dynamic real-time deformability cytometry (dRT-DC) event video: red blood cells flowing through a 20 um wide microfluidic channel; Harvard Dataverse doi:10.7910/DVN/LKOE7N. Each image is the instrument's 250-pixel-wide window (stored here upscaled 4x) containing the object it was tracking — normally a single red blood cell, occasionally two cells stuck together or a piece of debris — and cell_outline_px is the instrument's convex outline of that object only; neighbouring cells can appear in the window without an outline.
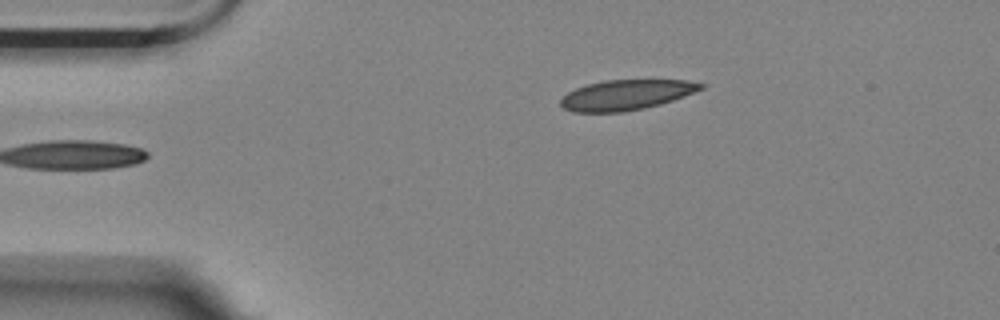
{"species": "Egyptian fruit bat (a non-hibernating species)", "species_latin": "Rousettus aegyptiacus", "temperature_condition": "room temperature", "stored_images_in_passage": 5, "camera_frame_rate_fps": 3000, "um_per_image_px": 0.085, "animal": {"sex": "female"}, "frame": {"image": 1, "passage_image": 5, "time_ms": 4.667, "image_size_px": [1000, 320], "cell_outline_px": [[704, 88], [672, 100], [660, 104], [644, 108], [624, 112], [572, 112], [564, 108], [560, 104], [560, 100], [568, 92], [576, 88], [588, 84], [604, 80], [688, 80], [704, 84]], "centroid_in_image_um": [53.2, 8.07], "position_along_channel_um": 31.8, "area_um2": 24.51}}